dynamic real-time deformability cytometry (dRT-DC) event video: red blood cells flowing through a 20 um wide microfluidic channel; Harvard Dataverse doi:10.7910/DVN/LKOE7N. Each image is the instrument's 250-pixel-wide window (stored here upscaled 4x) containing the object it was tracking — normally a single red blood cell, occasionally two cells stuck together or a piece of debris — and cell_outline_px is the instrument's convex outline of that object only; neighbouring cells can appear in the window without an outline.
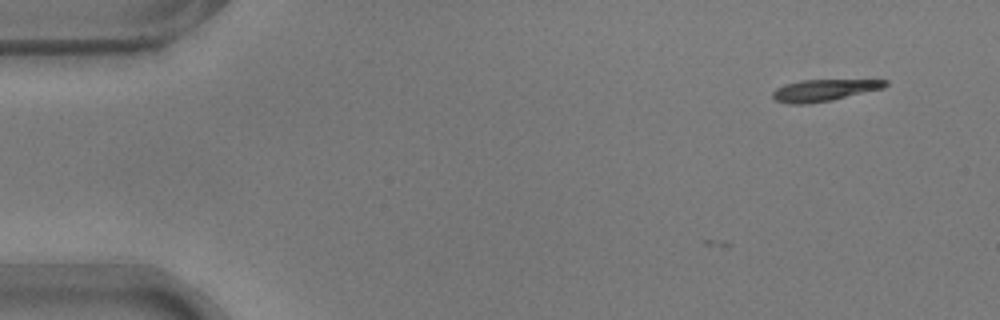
{"species": "common noctule bat (a hibernating species)", "species_latin": "Nyctalus noctula", "temperature_condition": "warm", "stored_images_in_passage": 5, "camera_frame_rate_fps": 3000, "um_per_image_px": 0.085, "animal": {"sex": "male", "body_mass_g": 17.9}, "frame": {"image": 1, "passage_image": 5, "time_ms": 1.333, "image_size_px": [1000, 320], "cell_outline_px": [[888, 84], [884, 88], [832, 100], [804, 104], [788, 104], [776, 100], [772, 96], [772, 92], [776, 88], [784, 84], [800, 80], [888, 80]], "centroid_in_image_um": [70.02, 7.67], "position_along_channel_um": 15.0, "area_um2": 14.22}}